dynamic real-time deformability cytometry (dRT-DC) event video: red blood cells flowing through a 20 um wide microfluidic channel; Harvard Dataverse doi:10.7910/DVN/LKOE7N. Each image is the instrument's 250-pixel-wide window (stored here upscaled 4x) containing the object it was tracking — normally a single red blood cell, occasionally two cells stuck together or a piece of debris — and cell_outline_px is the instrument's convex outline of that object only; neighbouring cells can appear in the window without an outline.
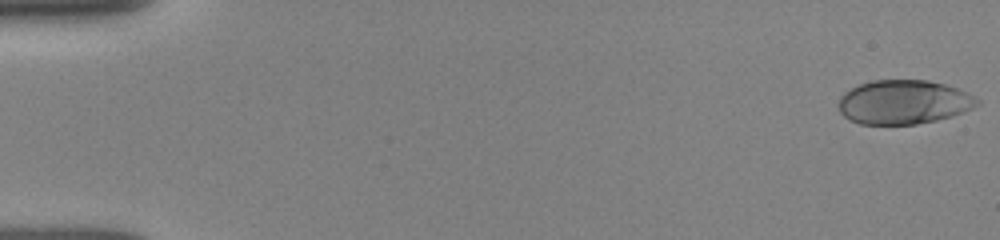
{"species": "human", "species_latin": "Homo sapiens", "temperature_condition": "room temperature", "stored_images_in_passage": 51, "camera_frame_rate_fps": 3000, "um_per_image_px": 0.085, "donor": {"sex": "female"}, "frame": {"image": 1, "passage_image": 1, "time_ms": 0.0, "image_size_px": [1000, 240], "cell_outline_px": [[980, 104], [972, 108], [952, 116], [936, 120], [916, 124], [860, 124], [848, 120], [840, 112], [840, 96], [844, 92], [860, 84], [872, 80], [928, 80], [944, 84], [956, 88], [980, 100]], "centroid_in_image_um": [76.79, 8.68], "position_along_channel_um": 8.2, "area_um2": 35.43}}
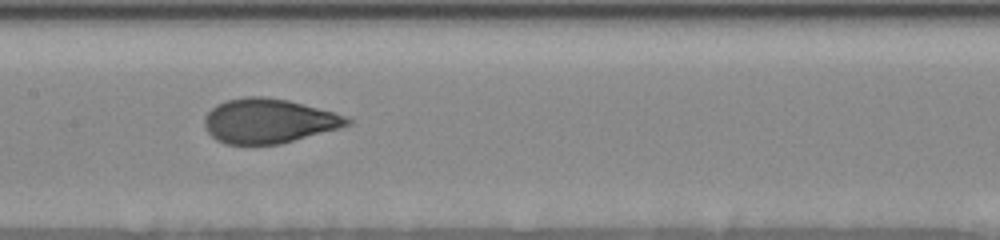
{"frame": {"image": 2, "passage_image": 26, "time_ms": 8.333, "image_size_px": [1000, 240], "cell_outline_px": [[352, 124], [340, 128], [280, 144], [224, 144], [216, 140], [204, 128], [204, 116], [216, 104], [228, 100], [244, 96], [264, 96], [288, 100], [348, 116], [352, 120]], "centroid_in_image_um": [22.83, 10.28], "position_along_channel_um": 184.6, "area_um2": 37.17}}
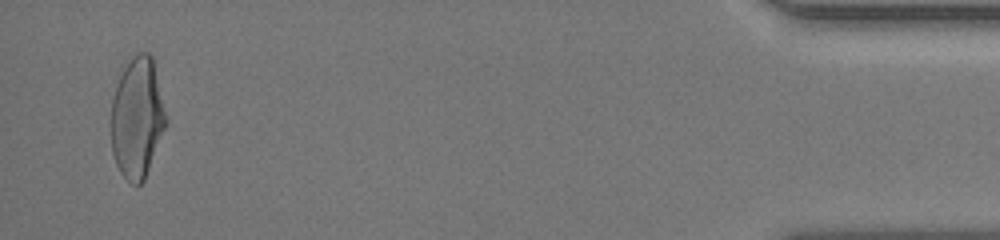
{"frame": {"image": 3, "passage_image": 50, "time_ms": 16.333, "image_size_px": [1000, 240], "cell_outline_px": [[168, 124], [144, 180], [140, 184], [132, 184], [120, 172], [116, 164], [112, 152], [112, 100], [116, 84], [124, 68], [132, 56], [140, 52], [148, 52], [152, 56], [168, 120]], "centroid_in_image_um": [11.69, 10.02], "position_along_channel_um": 423.5, "area_um2": 38.61}, "authors_computed_cell_mechanics": {"area_um2": 37.2232, "velocity_mm_per_s": 3.927, "shape_relaxation_time_tau1_ms": 4.3782, "shape_relaxation_time_tau2_ms": null, "deformation_change_tau1": 0.1854, "deformation_change_tau2": null}}